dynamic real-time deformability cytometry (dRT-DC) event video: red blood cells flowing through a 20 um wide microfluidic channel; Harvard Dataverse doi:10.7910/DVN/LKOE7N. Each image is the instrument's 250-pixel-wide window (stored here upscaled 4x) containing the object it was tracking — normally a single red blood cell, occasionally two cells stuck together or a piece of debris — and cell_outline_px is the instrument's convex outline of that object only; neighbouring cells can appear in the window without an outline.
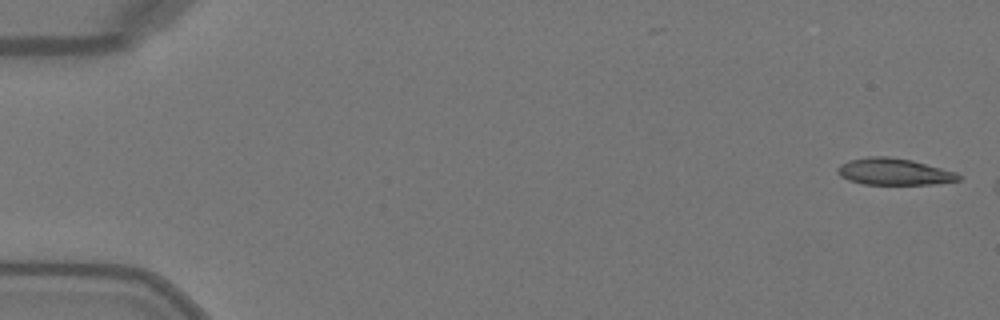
{"species": "Egyptian fruit bat (a non-hibernating species)", "species_latin": "Rousettus aegyptiacus", "temperature_condition": "warm", "stored_images_in_passage": 6, "camera_frame_rate_fps": 3000, "um_per_image_px": 0.085, "animal": {"sex": "female"}, "frame": {"image": 1, "passage_image": 1, "time_ms": 0.0, "image_size_px": [1000, 320], "cell_outline_px": [[960, 180], [936, 184], [864, 184], [848, 180], [840, 176], [836, 172], [836, 168], [840, 164], [848, 160], [868, 156], [888, 156], [912, 160], [956, 172], [960, 176]], "centroid_in_image_um": [75.95, 14.58], "position_along_channel_um": 9.1, "area_um2": 18.9}}